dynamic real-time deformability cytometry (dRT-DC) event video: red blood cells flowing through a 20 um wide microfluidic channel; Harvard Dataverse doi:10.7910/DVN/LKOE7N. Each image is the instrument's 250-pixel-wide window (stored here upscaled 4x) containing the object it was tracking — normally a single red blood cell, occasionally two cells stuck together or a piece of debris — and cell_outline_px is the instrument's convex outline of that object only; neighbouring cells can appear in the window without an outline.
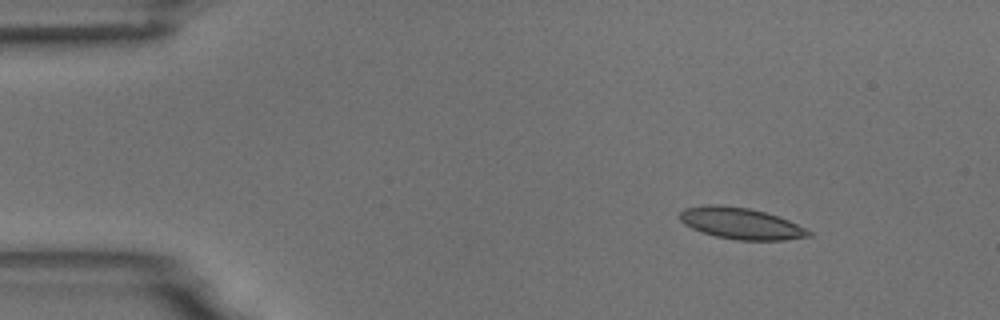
{"species": "common noctule bat (a hibernating species)", "species_latin": "Nyctalus noctula", "temperature_condition": "room temperature", "stored_images_in_passage": 4, "camera_frame_rate_fps": 3000, "um_per_image_px": 0.085, "animal": {"sex": "male", "body_mass_g": 18.8}, "frame": {"image": 1, "passage_image": 2, "time_ms": 1.333, "image_size_px": [1000, 320], "cell_outline_px": [[812, 236], [784, 240], [736, 240], [716, 236], [692, 228], [684, 224], [680, 220], [680, 212], [684, 208], [704, 204], [712, 204], [748, 208], [764, 212], [788, 220], [812, 232]], "centroid_in_image_um": [62.95, 18.99], "position_along_channel_um": 22.0, "area_um2": 23.35}}